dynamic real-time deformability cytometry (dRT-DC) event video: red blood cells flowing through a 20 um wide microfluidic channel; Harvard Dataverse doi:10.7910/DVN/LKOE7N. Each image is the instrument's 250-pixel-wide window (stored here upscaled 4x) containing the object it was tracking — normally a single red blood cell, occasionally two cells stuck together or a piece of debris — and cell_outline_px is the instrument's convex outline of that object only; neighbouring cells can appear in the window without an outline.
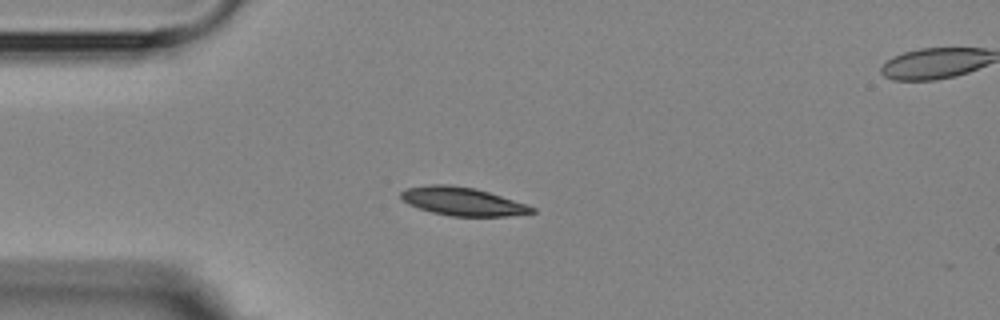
{"species": "Egyptian fruit bat (a non-hibernating species)", "species_latin": "Rousettus aegyptiacus", "temperature_condition": "room temperature", "stored_images_in_passage": 2, "segment_of_instrument_passage": [1, 2], "camera_frame_rate_fps": 3000, "um_per_image_px": 0.085, "animal": {"sex": "female"}, "frame": {"image": 1, "passage_image": 1, "time_ms": 0.0, "image_size_px": [1000, 320], "cell_outline_px": [[536, 212], [508, 216], [452, 216], [432, 212], [408, 204], [400, 196], [400, 192], [408, 188], [428, 184], [448, 184], [476, 188], [536, 208]], "centroid_in_image_um": [39.29, 17.11], "position_along_channel_um": 45.7, "area_um2": 21.33}}